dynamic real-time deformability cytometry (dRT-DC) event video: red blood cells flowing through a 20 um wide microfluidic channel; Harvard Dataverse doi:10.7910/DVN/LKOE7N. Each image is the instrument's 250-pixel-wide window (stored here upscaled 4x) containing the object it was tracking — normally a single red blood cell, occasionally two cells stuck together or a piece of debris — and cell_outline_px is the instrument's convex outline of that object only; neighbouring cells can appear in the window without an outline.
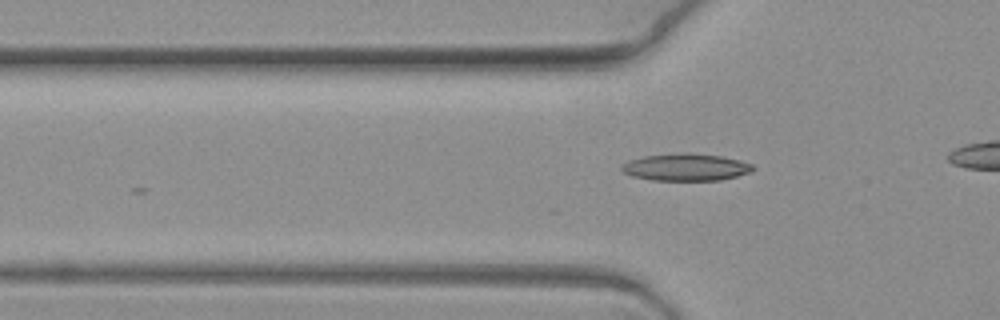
{"species": "common noctule bat (a hibernating species)", "species_latin": "Nyctalus noctula", "temperature_condition": "warm", "stored_images_in_passage": 4, "camera_frame_rate_fps": 3000, "um_per_image_px": 0.085, "animal": {"sex": "female", "body_mass_g": 19.3, "forearm_length_mm": 54.1}, "frame": {"image": 1, "passage_image": 4, "time_ms": 1.0, "image_size_px": [1000, 320], "cell_outline_px": [[756, 168], [748, 172], [736, 176], [720, 180], [652, 180], [632, 176], [624, 172], [620, 168], [620, 164], [628, 160], [644, 156], [684, 152], [688, 152], [720, 156], [752, 164]], "centroid_in_image_um": [58.23, 14.2], "position_along_channel_um": 67.6, "area_um2": 20.69}}